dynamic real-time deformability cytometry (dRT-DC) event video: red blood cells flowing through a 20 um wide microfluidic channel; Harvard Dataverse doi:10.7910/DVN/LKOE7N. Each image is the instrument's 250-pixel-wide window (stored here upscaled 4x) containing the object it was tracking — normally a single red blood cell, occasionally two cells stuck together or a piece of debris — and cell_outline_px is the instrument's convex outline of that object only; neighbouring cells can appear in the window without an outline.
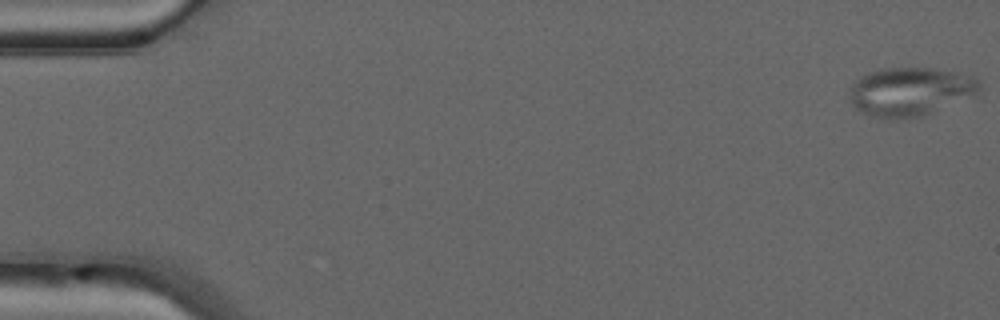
{"species": "common noctule bat (a hibernating species)", "species_latin": "Nyctalus noctula", "temperature_condition": "warm", "stored_images_in_passage": 49, "camera_frame_rate_fps": 3000, "um_per_image_px": 0.085, "animal": {"sex": "male", "forearm_length_mm": 52.5}, "frame": {"image": 1, "passage_image": 1, "time_ms": 0.0, "image_size_px": [1000, 320], "cell_outline_px": [[980, 88], [976, 92], [936, 112], [924, 116], [872, 116], [860, 112], [848, 100], [848, 92], [852, 84], [856, 80], [872, 72], [884, 68], [932, 68], [956, 72], [972, 76], [980, 80]], "centroid_in_image_um": [77.35, 7.76], "position_along_channel_um": 7.7, "area_um2": 36.07}}
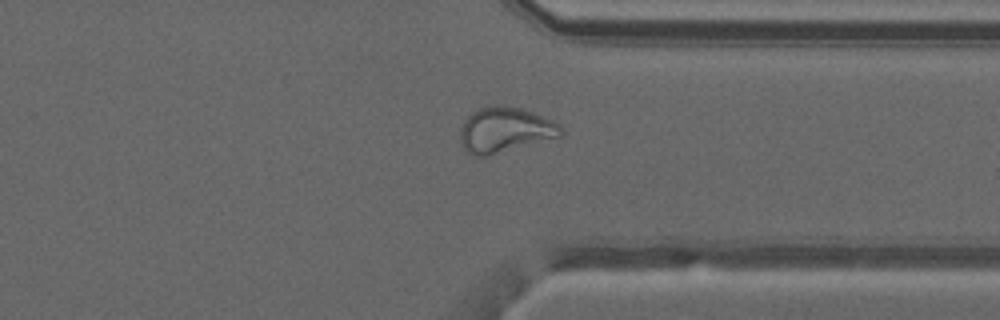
{"frame": {"image": 2, "passage_image": 38, "time_ms": 12.333, "image_size_px": [1000, 320], "cell_outline_px": [[564, 132], [560, 136], [484, 156], [472, 156], [464, 148], [460, 140], [460, 128], [464, 120], [472, 112], [488, 104], [500, 104], [520, 108], [556, 120], [560, 124]], "centroid_in_image_um": [42.92, 11.0], "position_along_channel_um": 368.5, "area_um2": 26.53}}
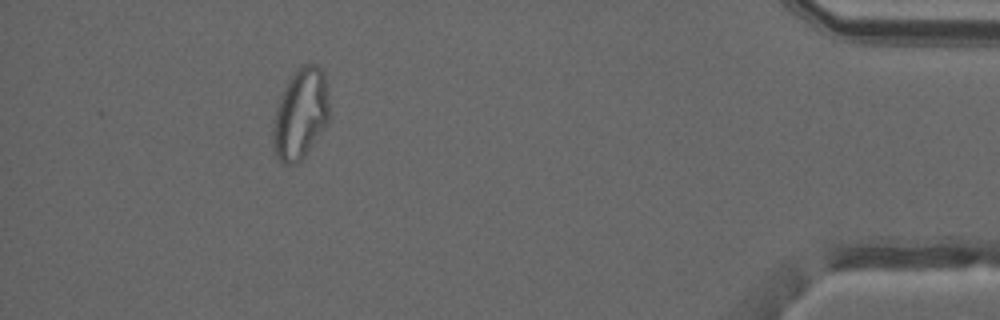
{"frame": {"image": 3, "passage_image": 45, "time_ms": 14.667, "image_size_px": [1000, 320], "cell_outline_px": [[328, 120], [324, 128], [304, 156], [300, 160], [292, 164], [284, 164], [276, 156], [272, 140], [272, 128], [276, 108], [284, 84], [296, 68], [300, 64], [316, 64], [324, 72], [328, 96]], "centroid_in_image_um": [25.52, 9.63], "position_along_channel_um": 409.7, "area_um2": 29.82}, "authors_computed_cell_mechanics": {"area_um2": 29.5936, "velocity_mm_per_s": 4.1526, "shape_relaxation_time_tau1_ms": null, "shape_relaxation_time_tau2_ms": 1.8067, "deformation_change_tau1": null, "deformation_change_tau2": 0.0952}}